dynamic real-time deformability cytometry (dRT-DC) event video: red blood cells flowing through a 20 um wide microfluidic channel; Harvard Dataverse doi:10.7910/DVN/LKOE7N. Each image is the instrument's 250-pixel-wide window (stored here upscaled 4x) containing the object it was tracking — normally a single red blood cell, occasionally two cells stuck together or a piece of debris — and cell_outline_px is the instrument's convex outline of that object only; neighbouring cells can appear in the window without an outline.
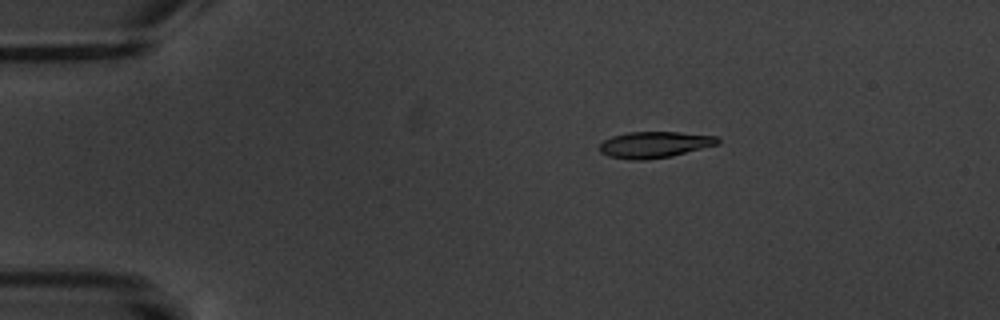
{"species": "common noctule bat (a hibernating species)", "species_latin": "Nyctalus noctula", "temperature_condition": "warm", "stored_images_in_passage": 5, "camera_frame_rate_fps": 3000, "um_per_image_px": 0.085, "animal": {"sex": "male", "body_mass_g": 20.1, "forearm_length_mm": 53.5}, "frame": {"image": 1, "passage_image": 3, "time_ms": 2.667, "image_size_px": [1000, 320], "cell_outline_px": [[720, 144], [672, 156], [644, 160], [636, 160], [608, 156], [600, 152], [600, 144], [604, 140], [612, 136], [628, 132], [680, 132], [716, 136], [720, 140]], "centroid_in_image_um": [55.66, 12.29], "position_along_channel_um": 29.3, "area_um2": 18.09}}